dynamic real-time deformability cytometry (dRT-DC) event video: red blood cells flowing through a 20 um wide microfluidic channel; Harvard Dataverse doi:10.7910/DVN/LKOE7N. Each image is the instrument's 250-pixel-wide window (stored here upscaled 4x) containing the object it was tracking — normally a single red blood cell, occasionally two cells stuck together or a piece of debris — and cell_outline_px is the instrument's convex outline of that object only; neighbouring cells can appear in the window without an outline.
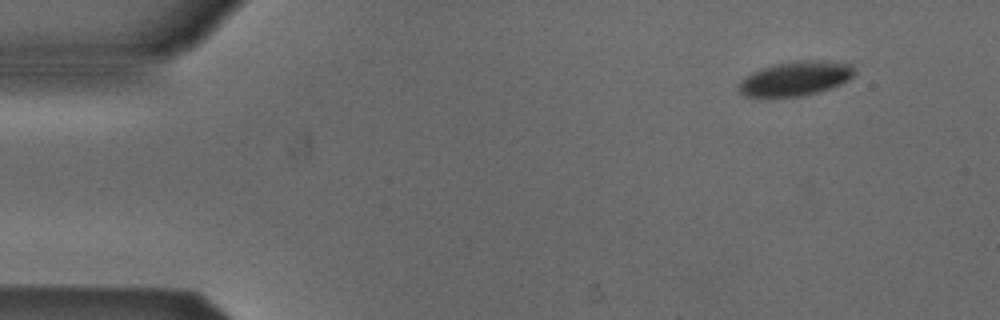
{"species": "Egyptian fruit bat (a non-hibernating species)", "species_latin": "Rousettus aegyptiacus", "temperature_condition": "cold", "stored_images_in_passage": 49, "camera_frame_rate_fps": 3000, "um_per_image_px": 0.085, "animal": {"sex": "male"}, "frame": {"image": 1, "passage_image": 1, "time_ms": 0.0, "image_size_px": [1000, 320], "cell_outline_px": [[856, 72], [848, 80], [840, 84], [816, 92], [800, 96], [744, 96], [740, 92], [740, 80], [752, 72], [760, 68], [772, 64], [792, 60], [828, 60], [852, 64]], "centroid_in_image_um": [67.63, 6.63], "position_along_channel_um": 17.4, "area_um2": 23.18}}
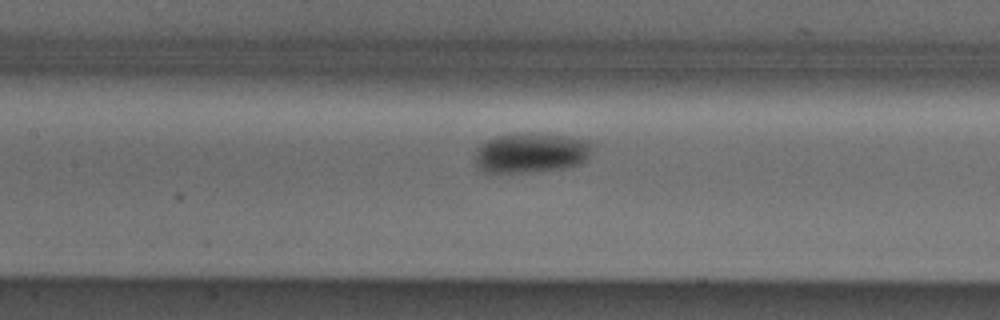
{"frame": {"image": 2, "passage_image": 20, "time_ms": 6.333, "image_size_px": [1000, 320], "cell_outline_px": [[592, 148], [588, 160], [580, 164], [564, 168], [528, 172], [484, 172], [480, 168], [476, 160], [476, 148], [488, 140], [496, 136], [540, 132], [592, 140]], "centroid_in_image_um": [45.22, 12.98], "position_along_channel_um": 162.2, "area_um2": 27.4}}
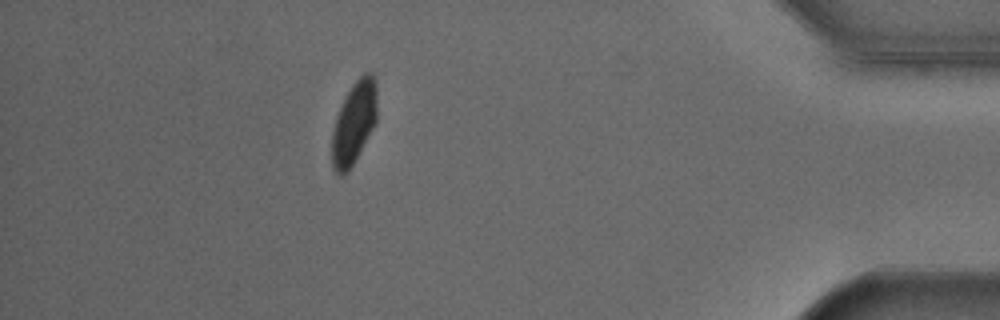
{"frame": {"image": 3, "passage_image": 43, "time_ms": 14.0, "image_size_px": [1000, 320], "cell_outline_px": [[376, 120], [348, 172], [340, 176], [332, 168], [332, 132], [336, 116], [344, 96], [352, 84], [364, 72], [372, 72], [376, 80]], "centroid_in_image_um": [30.07, 10.39], "position_along_channel_um": 405.1, "area_um2": 21.5}, "authors_computed_cell_mechanics": {"area_um2": 24.2182, "velocity_mm_per_s": 3.8375, "shape_relaxation_time_tau1_ms": 4.2056, "shape_relaxation_time_tau2_ms": null, "deformation_change_tau1": 0.1122, "deformation_change_tau2": null}}